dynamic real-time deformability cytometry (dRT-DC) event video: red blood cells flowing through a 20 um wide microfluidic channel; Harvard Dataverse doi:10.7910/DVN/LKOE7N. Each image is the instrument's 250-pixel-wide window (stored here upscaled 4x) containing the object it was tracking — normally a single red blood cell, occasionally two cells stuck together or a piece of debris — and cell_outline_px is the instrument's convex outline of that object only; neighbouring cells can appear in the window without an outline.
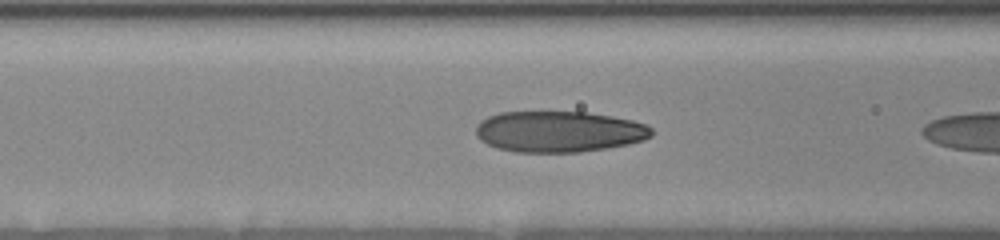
{"species": "human", "species_latin": "Homo sapiens", "temperature_condition": "room temperature", "stored_images_in_passage": 6, "camera_frame_rate_fps": 3000, "um_per_image_px": 0.085, "donor": {"sex": "female"}, "frame": {"image": 1, "passage_image": 4, "time_ms": 1.0, "image_size_px": [1000, 240], "cell_outline_px": [[652, 136], [644, 140], [628, 144], [608, 148], [580, 152], [516, 152], [496, 148], [480, 140], [476, 136], [476, 124], [480, 120], [488, 116], [500, 112], [588, 112], [612, 116], [632, 120], [648, 124], [652, 128]], "centroid_in_image_um": [47.51, 11.18], "position_along_channel_um": 119.1, "area_um2": 42.43}}